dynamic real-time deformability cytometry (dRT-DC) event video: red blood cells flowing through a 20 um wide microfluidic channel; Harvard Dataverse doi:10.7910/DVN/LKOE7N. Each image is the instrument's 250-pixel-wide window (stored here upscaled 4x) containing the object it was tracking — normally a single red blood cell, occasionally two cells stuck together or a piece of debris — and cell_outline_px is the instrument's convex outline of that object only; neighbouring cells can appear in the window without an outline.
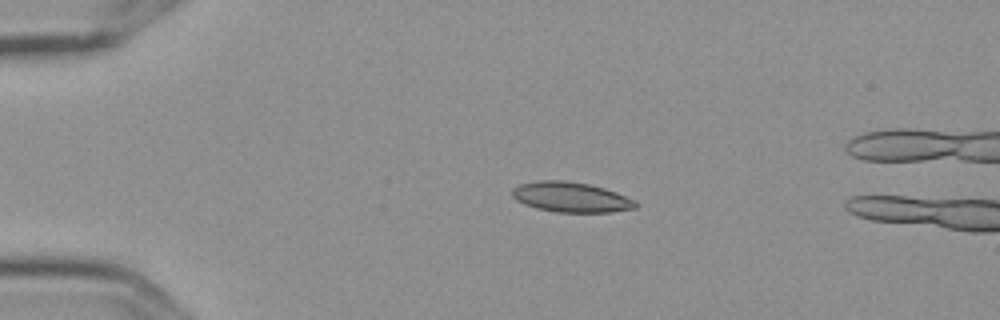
{"species": "Egyptian fruit bat (a non-hibernating species)", "species_latin": "Rousettus aegyptiacus", "temperature_condition": "cold", "stored_images_in_passage": 4, "camera_frame_rate_fps": 3000, "um_per_image_px": 0.085, "frame": {"image": 1, "passage_image": 3, "time_ms": 0.667, "image_size_px": [1000, 320], "cell_outline_px": [[640, 204], [636, 208], [612, 212], [556, 212], [536, 208], [524, 204], [516, 200], [512, 196], [512, 188], [520, 184], [536, 180], [564, 180], [588, 184], [604, 188], [616, 192], [636, 200]], "centroid_in_image_um": [48.54, 16.76], "position_along_channel_um": 36.5, "area_um2": 21.85}}